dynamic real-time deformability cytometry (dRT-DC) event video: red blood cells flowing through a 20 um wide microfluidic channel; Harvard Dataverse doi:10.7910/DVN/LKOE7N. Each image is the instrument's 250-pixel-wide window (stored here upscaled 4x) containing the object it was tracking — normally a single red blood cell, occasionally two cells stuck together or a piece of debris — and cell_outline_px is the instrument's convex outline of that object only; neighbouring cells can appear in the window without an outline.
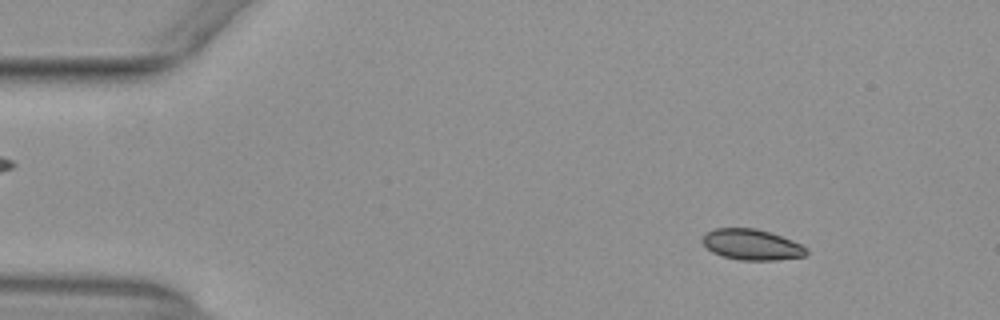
{"species": "common noctule bat (a hibernating species)", "species_latin": "Nyctalus noctula", "temperature_condition": "warm", "stored_images_in_passage": 53, "camera_frame_rate_fps": 3000, "um_per_image_px": 0.085, "animal": {"sex": "female", "body_mass_g": 29.2, "forearm_length_mm": 56.3}, "frame": {"image": 1, "passage_image": 7, "time_ms": 2.0, "image_size_px": [1000, 320], "cell_outline_px": [[808, 256], [776, 260], [740, 260], [720, 256], [712, 252], [700, 240], [704, 232], [716, 228], [756, 228], [772, 232], [792, 240], [808, 248]], "centroid_in_image_um": [63.9, 20.79], "position_along_channel_um": 21.1, "area_um2": 19.02}}
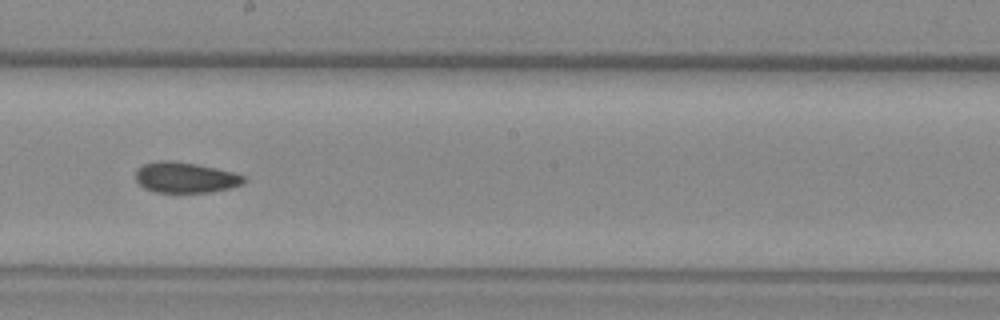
{"frame": {"image": 2, "passage_image": 30, "time_ms": 9.667, "image_size_px": [1000, 320], "cell_outline_px": [[244, 180], [240, 184], [228, 188], [208, 192], [156, 192], [144, 188], [136, 180], [136, 172], [144, 164], [160, 160], [172, 160], [196, 164], [232, 172], [244, 176]], "centroid_in_image_um": [15.71, 15.08], "position_along_channel_um": 232.5, "area_um2": 18.9}}
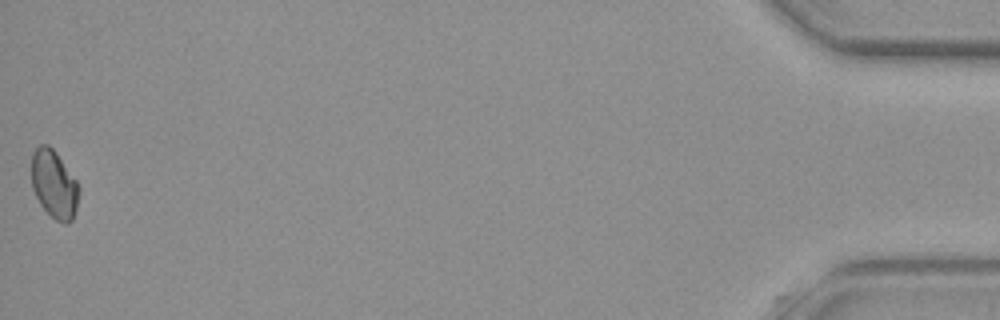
{"frame": {"image": 3, "passage_image": 53, "time_ms": 17.333, "image_size_px": [1000, 320], "cell_outline_px": [[80, 192], [76, 208], [72, 220], [68, 224], [64, 224], [56, 220], [40, 204], [32, 188], [32, 152], [40, 144], [48, 144], [56, 152], [76, 180], [80, 188]], "centroid_in_image_um": [4.61, 15.66], "position_along_channel_um": 430.6, "area_um2": 18.79}, "authors_computed_cell_mechanics": {"area_um2": 19.1896, "velocity_mm_per_s": 3.9252, "shape_relaxation_time_tau1_ms": 8.0, "shape_relaxation_time_tau2_ms": 3.8608, "deformation_change_tau1": 0.1182, "deformation_change_tau2": 0.0534}}